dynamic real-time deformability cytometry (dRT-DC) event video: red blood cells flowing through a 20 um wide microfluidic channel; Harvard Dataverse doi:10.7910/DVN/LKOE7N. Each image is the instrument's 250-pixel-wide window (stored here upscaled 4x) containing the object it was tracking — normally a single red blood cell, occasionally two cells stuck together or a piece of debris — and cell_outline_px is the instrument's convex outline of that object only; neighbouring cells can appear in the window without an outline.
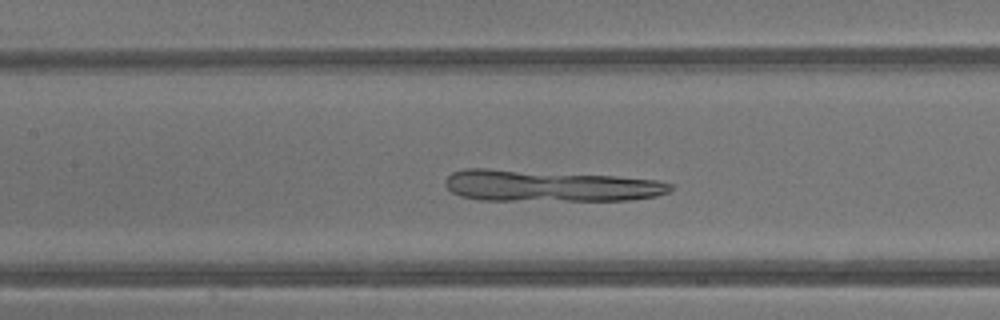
{"species": "common noctule bat (a hibernating species)", "species_latin": "Nyctalus noctula", "temperature_condition": "warm", "stored_images_in_passage": 38, "camera_frame_rate_fps": 3000, "um_per_image_px": 0.085, "animal": {"sex": "male", "body_mass_g": 13.3}, "frame": {"image": 1, "passage_image": 16, "time_ms": 5.0, "image_size_px": [1000, 320], "cell_outline_px": [[672, 188], [668, 192], [656, 196], [628, 200], [480, 200], [460, 196], [452, 192], [444, 184], [444, 180], [452, 172], [464, 168], [488, 168], [616, 176], [660, 180], [672, 184]], "centroid_in_image_um": [46.69, 15.79], "position_along_channel_um": 160.7, "area_um2": 41.44}}
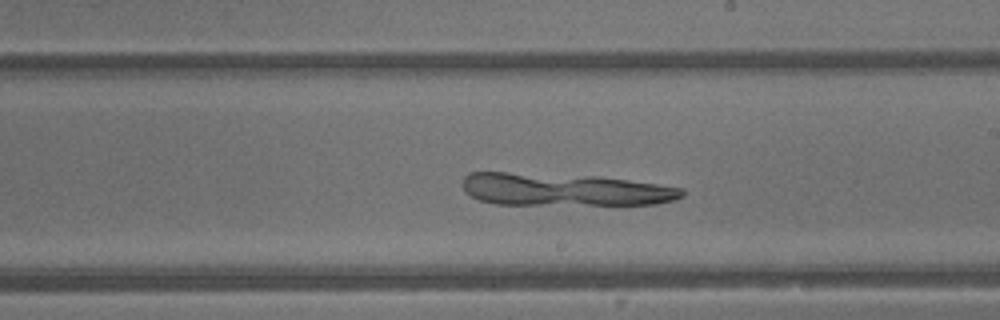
{"frame": {"image": 2, "passage_image": 21, "time_ms": 6.667, "image_size_px": [1000, 320], "cell_outline_px": [[684, 196], [676, 200], [656, 204], [496, 204], [480, 200], [464, 192], [464, 176], [468, 172], [504, 172], [600, 176], [684, 188]], "centroid_in_image_um": [47.98, 16.11], "position_along_channel_um": 241.0, "area_um2": 41.56}}
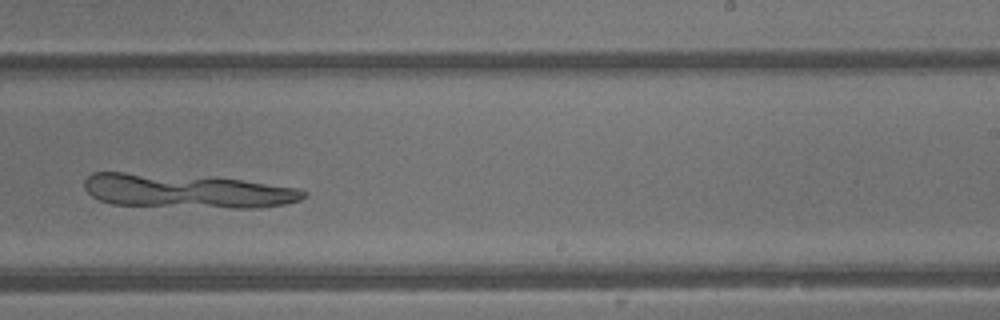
{"frame": {"image": 3, "passage_image": 23, "time_ms": 7.333, "image_size_px": [1000, 320], "cell_outline_px": [[308, 196], [300, 200], [284, 204], [256, 208], [232, 208], [112, 204], [100, 200], [92, 196], [84, 188], [84, 180], [92, 172], [124, 172], [212, 176], [300, 188], [308, 192]], "centroid_in_image_um": [15.91, 16.22], "position_along_channel_um": 273.1, "area_um2": 43.93}}